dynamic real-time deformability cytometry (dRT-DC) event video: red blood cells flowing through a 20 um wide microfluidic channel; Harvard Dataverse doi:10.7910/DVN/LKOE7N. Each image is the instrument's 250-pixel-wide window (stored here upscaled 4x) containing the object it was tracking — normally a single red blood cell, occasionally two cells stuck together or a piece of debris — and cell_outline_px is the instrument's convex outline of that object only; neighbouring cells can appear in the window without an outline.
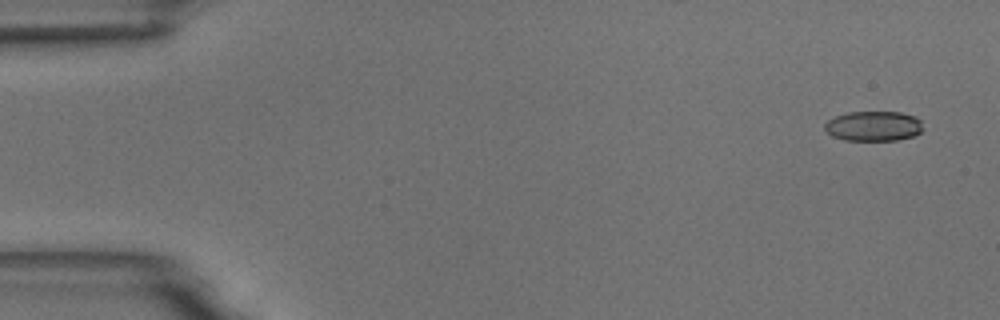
{"species": "common noctule bat (a hibernating species)", "species_latin": "Nyctalus noctula", "temperature_condition": "room temperature", "stored_images_in_passage": 5, "camera_frame_rate_fps": 3000, "um_per_image_px": 0.085, "animal": {"sex": "male", "body_mass_g": 18.8}, "frame": {"image": 1, "passage_image": 1, "time_ms": 0.0, "image_size_px": [1000, 320], "cell_outline_px": [[920, 132], [912, 136], [896, 140], [844, 140], [832, 136], [824, 128], [824, 124], [828, 120], [836, 116], [848, 112], [900, 112], [916, 116], [920, 120]], "centroid_in_image_um": [74.22, 10.71], "position_along_channel_um": 10.8, "area_um2": 16.99}}
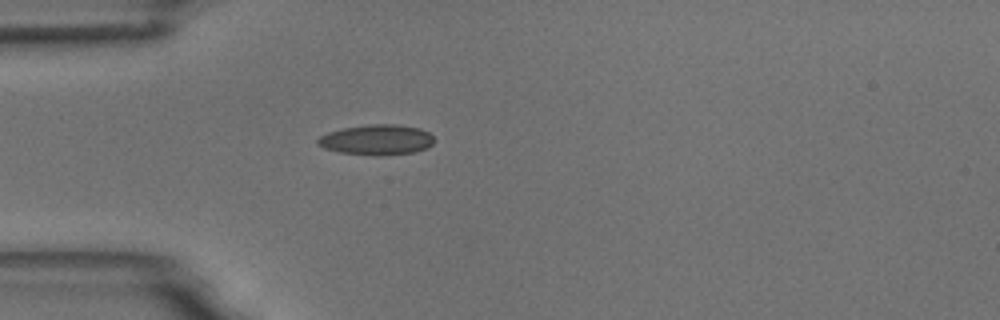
{"frame": {"image": 2, "passage_image": 5, "time_ms": 4.333, "image_size_px": [1000, 320], "cell_outline_px": [[436, 140], [428, 148], [412, 152], [380, 156], [372, 156], [340, 152], [324, 148], [316, 144], [316, 140], [320, 136], [328, 132], [344, 128], [372, 124], [396, 124], [420, 128], [428, 132]], "centroid_in_image_um": [32.03, 11.89], "position_along_channel_um": 53.0, "area_um2": 20.69}}